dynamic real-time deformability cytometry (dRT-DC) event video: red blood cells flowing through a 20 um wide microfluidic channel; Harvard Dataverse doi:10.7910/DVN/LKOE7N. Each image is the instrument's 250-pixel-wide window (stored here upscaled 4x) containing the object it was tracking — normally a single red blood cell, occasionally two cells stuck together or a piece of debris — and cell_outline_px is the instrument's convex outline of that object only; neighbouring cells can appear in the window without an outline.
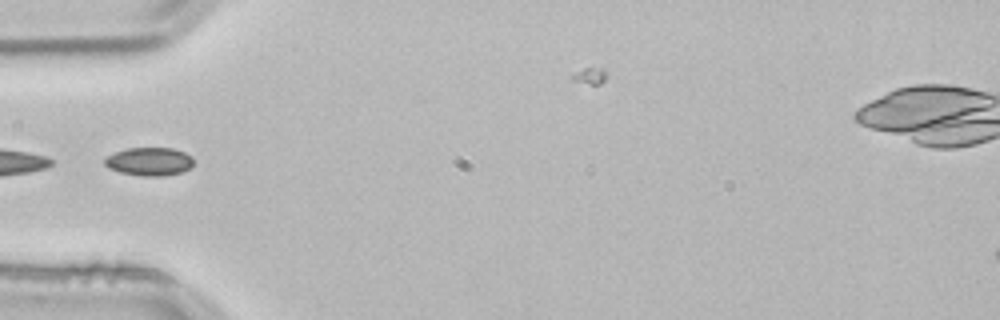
{"species": "common noctule bat (a hibernating species)", "species_latin": "Nyctalus noctula", "temperature_condition": "room temperature", "stored_images_in_passage": 3, "segment_of_instrument_passage": [2, 2], "camera_frame_rate_fps": 3000, "um_per_image_px": 0.085, "animal": {"sex": "male", "body_mass_g": 21.5, "forearm_length_mm": 52.0}, "frame": {"image": 1, "passage_image": 3, "time_ms": 0.667, "image_size_px": [1000, 320], "cell_outline_px": [[192, 168], [184, 172], [164, 176], [144, 176], [120, 172], [108, 168], [104, 164], [104, 160], [108, 156], [116, 152], [128, 148], [172, 148], [184, 152], [192, 156]], "centroid_in_image_um": [12.72, 13.74], "position_along_channel_um": 72.3, "area_um2": 14.68}}